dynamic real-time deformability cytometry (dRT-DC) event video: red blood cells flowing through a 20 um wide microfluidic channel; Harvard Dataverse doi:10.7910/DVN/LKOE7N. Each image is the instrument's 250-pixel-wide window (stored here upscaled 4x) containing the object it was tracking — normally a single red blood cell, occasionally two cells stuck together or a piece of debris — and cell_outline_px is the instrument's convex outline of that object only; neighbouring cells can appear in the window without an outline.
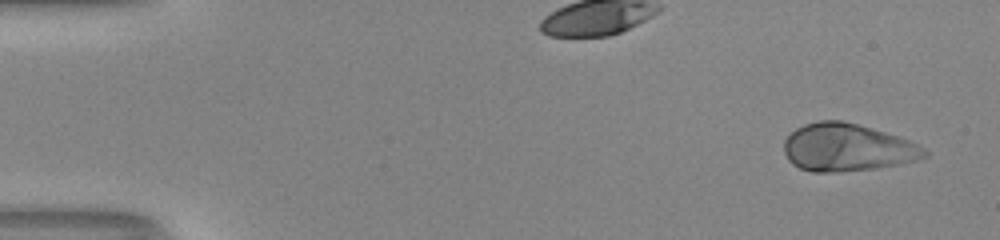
{"species": "human", "species_latin": "Homo sapiens", "temperature_condition": "room temperature", "stored_images_in_passage": 49, "camera_frame_rate_fps": 3000, "um_per_image_px": 0.085, "donor": {"sex": "male"}, "frame": {"image": 1, "passage_image": 1, "time_ms": 0.0, "image_size_px": [1000, 240], "cell_outline_px": [[928, 156], [920, 160], [900, 164], [876, 168], [832, 172], [812, 172], [800, 168], [792, 164], [788, 160], [784, 152], [784, 140], [796, 128], [804, 124], [820, 120], [840, 120], [856, 124], [884, 132], [908, 140], [924, 148], [928, 152]], "centroid_in_image_um": [72.0, 12.55], "position_along_channel_um": 13.0, "area_um2": 38.84}}
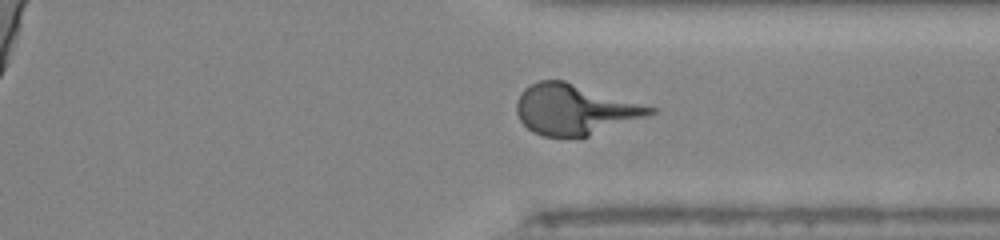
{"frame": {"image": 2, "passage_image": 37, "time_ms": 12.0, "image_size_px": [1000, 240], "cell_outline_px": [[656, 112], [648, 116], [588, 136], [544, 136], [532, 132], [520, 120], [516, 112], [516, 100], [524, 88], [540, 80], [564, 80], [656, 108]], "centroid_in_image_um": [48.82, 9.3], "position_along_channel_um": 362.6, "area_um2": 38.84}}
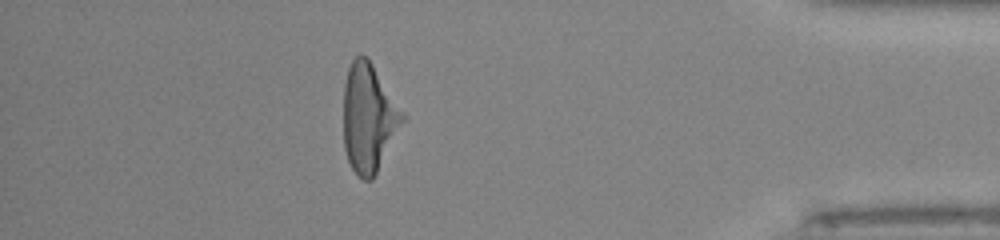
{"frame": {"image": 3, "passage_image": 43, "time_ms": 14.0, "image_size_px": [1000, 240], "cell_outline_px": [[404, 120], [372, 180], [364, 180], [352, 168], [348, 160], [344, 148], [344, 84], [348, 68], [352, 60], [360, 52], [368, 56], [404, 116]], "centroid_in_image_um": [31.3, 9.98], "position_along_channel_um": 403.9, "area_um2": 36.59}}